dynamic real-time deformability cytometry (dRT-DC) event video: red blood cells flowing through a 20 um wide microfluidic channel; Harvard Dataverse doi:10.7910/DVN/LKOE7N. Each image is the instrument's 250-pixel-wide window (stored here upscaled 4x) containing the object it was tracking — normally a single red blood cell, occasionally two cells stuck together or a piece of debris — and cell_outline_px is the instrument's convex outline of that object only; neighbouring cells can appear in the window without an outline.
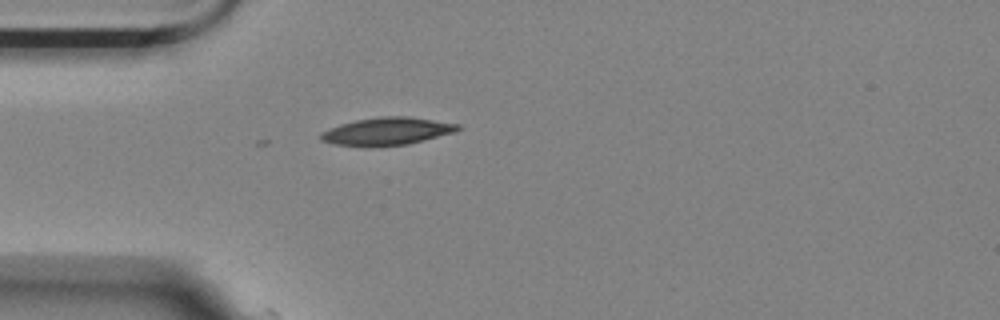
{"species": "Egyptian fruit bat (a non-hibernating species)", "species_latin": "Rousettus aegyptiacus", "temperature_condition": "room temperature", "stored_images_in_passage": 1, "camera_frame_rate_fps": 3000, "um_per_image_px": 0.085, "animal": {"sex": "female"}, "frame": {"image": 1, "passage_image": 1, "time_ms": 0.0, "image_size_px": [1000, 320], "cell_outline_px": [[460, 128], [456, 132], [408, 144], [364, 148], [336, 144], [320, 140], [320, 132], [340, 124], [356, 120], [380, 116], [408, 116], [460, 124]], "centroid_in_image_um": [32.87, 11.17], "position_along_channel_um": 52.1, "area_um2": 22.37}}